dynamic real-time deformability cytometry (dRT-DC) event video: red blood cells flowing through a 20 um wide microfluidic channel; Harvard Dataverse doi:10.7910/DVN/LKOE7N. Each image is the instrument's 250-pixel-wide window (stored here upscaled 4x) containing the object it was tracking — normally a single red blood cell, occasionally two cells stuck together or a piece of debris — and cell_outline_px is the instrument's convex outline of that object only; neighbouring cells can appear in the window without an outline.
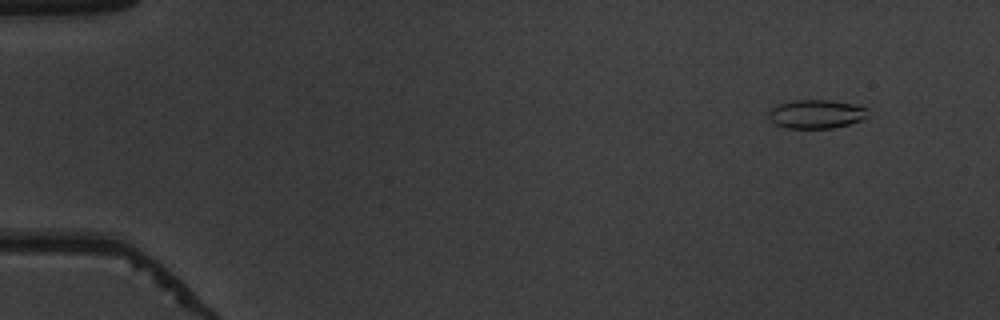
{"species": "common noctule bat (a hibernating species)", "species_latin": "Nyctalus noctula", "temperature_condition": "warm", "stored_images_in_passage": 51, "camera_frame_rate_fps": 3000, "um_per_image_px": 0.085, "animal": {"sex": "male", "body_mass_g": 19.5, "forearm_length_mm": 54.6}, "frame": {"image": 1, "passage_image": 3, "time_ms": 0.667, "image_size_px": [1000, 320], "cell_outline_px": [[868, 108], [864, 116], [860, 120], [848, 124], [832, 128], [784, 128], [776, 124], [764, 112], [780, 104], [792, 100], [828, 100], [852, 104]], "centroid_in_image_um": [69.3, 9.69], "position_along_channel_um": 15.7, "area_um2": 16.42}}
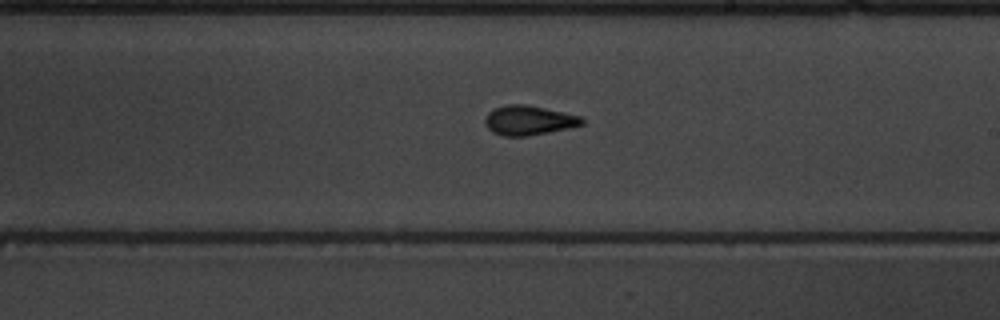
{"frame": {"image": 2, "passage_image": 30, "time_ms": 9.667, "image_size_px": [1000, 320], "cell_outline_px": [[584, 124], [568, 128], [528, 136], [504, 136], [492, 132], [488, 128], [484, 120], [488, 112], [504, 104], [524, 104], [544, 108], [580, 116], [584, 120]], "centroid_in_image_um": [44.92, 10.23], "position_along_channel_um": 244.1, "area_um2": 16.53}}
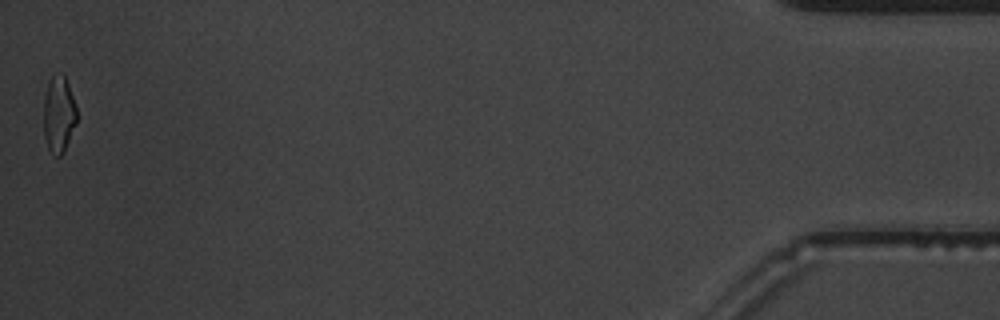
{"frame": {"image": 3, "passage_image": 51, "time_ms": 16.667, "image_size_px": [1000, 320], "cell_outline_px": [[76, 124], [64, 152], [60, 156], [56, 156], [48, 148], [44, 136], [44, 96], [48, 80], [52, 76], [64, 72], [76, 104]], "centroid_in_image_um": [5.0, 9.68], "position_along_channel_um": 430.2, "area_um2": 14.97}, "authors_computed_cell_mechanics": {"area_um2": 16.3574, "velocity_mm_per_s": 3.9166, "shape_relaxation_time_tau1_ms": 4.4713, "shape_relaxation_time_tau2_ms": 1.231, "deformation_change_tau1": 0.154, "deformation_change_tau2": 0.0986}}